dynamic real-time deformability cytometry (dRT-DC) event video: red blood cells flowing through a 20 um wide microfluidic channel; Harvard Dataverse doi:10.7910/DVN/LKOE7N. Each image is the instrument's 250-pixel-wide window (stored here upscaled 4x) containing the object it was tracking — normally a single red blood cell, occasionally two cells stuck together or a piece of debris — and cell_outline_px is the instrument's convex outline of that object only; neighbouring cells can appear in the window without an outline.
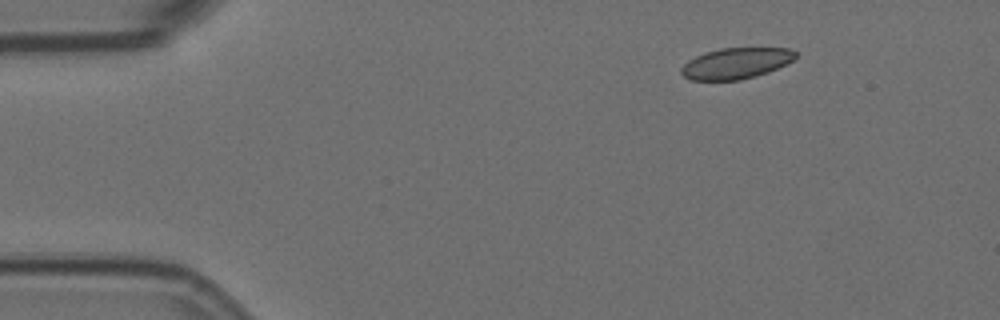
{"species": "Egyptian fruit bat (a non-hibernating species)", "species_latin": "Rousettus aegyptiacus", "temperature_condition": "room temperature", "stored_images_in_passage": 2, "camera_frame_rate_fps": 3000, "um_per_image_px": 0.085, "animal": {"sex": "female"}, "frame": {"image": 1, "passage_image": 2, "time_ms": 0.333, "image_size_px": [1000, 320], "cell_outline_px": [[796, 56], [792, 60], [768, 72], [756, 76], [740, 80], [688, 80], [680, 72], [680, 68], [688, 60], [704, 52], [720, 48], [792, 48], [796, 52]], "centroid_in_image_um": [62.52, 5.38], "position_along_channel_um": 22.5, "area_um2": 20.63}}